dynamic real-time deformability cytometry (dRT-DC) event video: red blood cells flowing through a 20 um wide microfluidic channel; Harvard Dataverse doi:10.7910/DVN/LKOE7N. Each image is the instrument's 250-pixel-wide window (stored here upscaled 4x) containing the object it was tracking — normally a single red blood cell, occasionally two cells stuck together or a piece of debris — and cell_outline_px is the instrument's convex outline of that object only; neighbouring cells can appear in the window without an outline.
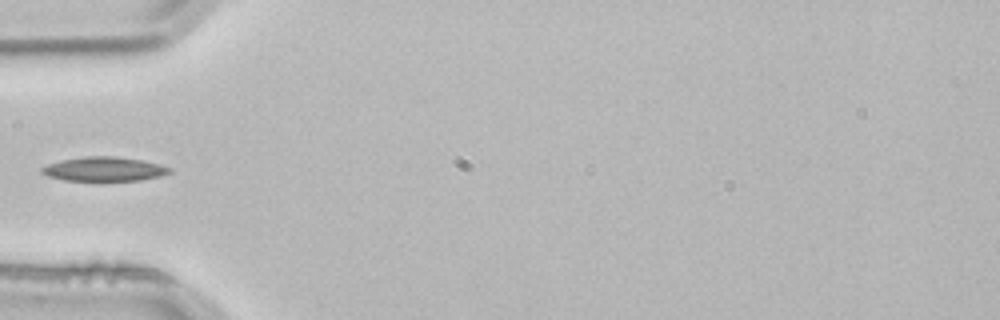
{"species": "common noctule bat (a hibernating species)", "species_latin": "Nyctalus noctula", "temperature_condition": "room temperature", "stored_images_in_passage": 4, "camera_frame_rate_fps": 3000, "um_per_image_px": 0.085, "animal": {"sex": "male", "body_mass_g": 21.5, "forearm_length_mm": 52.0}, "frame": {"image": 1, "passage_image": 4, "time_ms": 1.0, "image_size_px": [1000, 320], "cell_outline_px": [[172, 172], [160, 176], [140, 180], [64, 180], [48, 176], [40, 172], [40, 168], [48, 164], [64, 160], [84, 156], [112, 156], [140, 160], [172, 168]], "centroid_in_image_um": [8.83, 14.37], "position_along_channel_um": 76.2, "area_um2": 17.69}}